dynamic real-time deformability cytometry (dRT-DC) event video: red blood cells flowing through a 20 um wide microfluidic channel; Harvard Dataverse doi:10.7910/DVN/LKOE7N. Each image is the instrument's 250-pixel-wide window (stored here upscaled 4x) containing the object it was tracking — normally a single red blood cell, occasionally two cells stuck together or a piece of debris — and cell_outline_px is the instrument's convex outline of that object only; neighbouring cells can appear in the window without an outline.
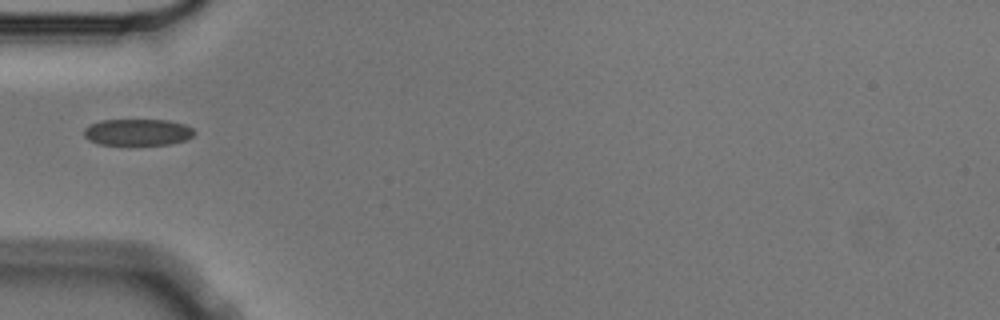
{"species": "Egyptian fruit bat (a non-hibernating species)", "species_latin": "Rousettus aegyptiacus", "temperature_condition": "cold", "stored_images_in_passage": 7, "camera_frame_rate_fps": 3000, "um_per_image_px": 0.085, "animal": {"sex": "male"}, "frame": {"image": 1, "passage_image": 5, "time_ms": 1.333, "image_size_px": [1000, 320], "cell_outline_px": [[196, 132], [188, 140], [172, 144], [100, 144], [88, 140], [84, 136], [84, 128], [88, 124], [100, 120], [168, 120], [184, 124], [192, 128]], "centroid_in_image_um": [11.7, 11.23], "position_along_channel_um": 73.3, "area_um2": 17.17}}
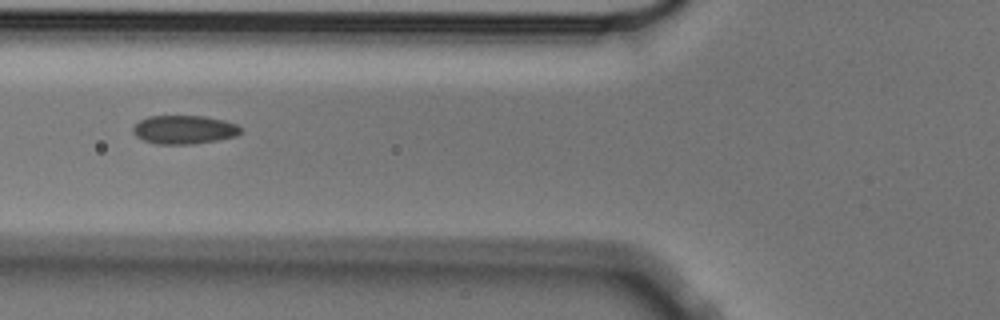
{"frame": {"image": 2, "passage_image": 6, "time_ms": 1.667, "image_size_px": [1000, 320], "cell_outline_px": [[240, 132], [236, 136], [216, 140], [192, 144], [156, 144], [144, 140], [136, 136], [132, 132], [132, 128], [140, 120], [148, 116], [204, 116], [224, 120], [236, 124], [240, 128]], "centroid_in_image_um": [15.62, 11.02], "position_along_channel_um": 110.2, "area_um2": 17.86}}
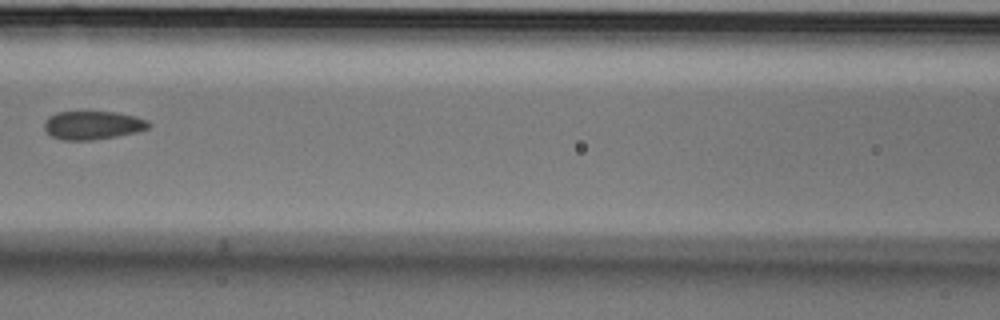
{"frame": {"image": 3, "passage_image": 7, "time_ms": 2.0, "image_size_px": [1000, 320], "cell_outline_px": [[152, 124], [148, 128], [136, 132], [116, 136], [92, 140], [60, 140], [52, 136], [44, 128], [44, 120], [48, 116], [56, 112], [116, 112], [136, 116], [148, 120]], "centroid_in_image_um": [7.88, 10.64], "position_along_channel_um": 158.7, "area_um2": 17.4}}